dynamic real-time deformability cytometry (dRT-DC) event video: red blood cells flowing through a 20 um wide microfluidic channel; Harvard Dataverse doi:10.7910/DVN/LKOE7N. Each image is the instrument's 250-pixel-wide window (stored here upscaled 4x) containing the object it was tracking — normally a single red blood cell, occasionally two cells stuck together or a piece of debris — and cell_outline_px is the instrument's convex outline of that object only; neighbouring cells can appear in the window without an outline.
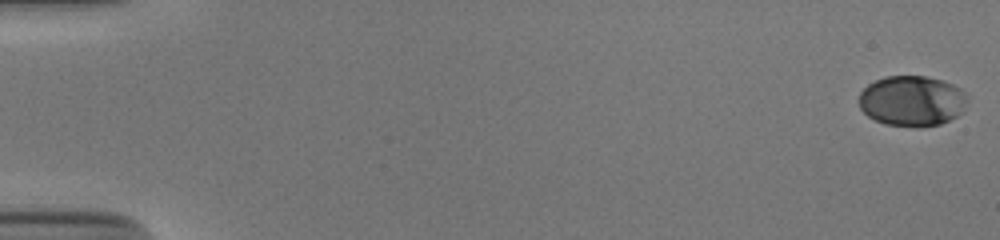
{"species": "human", "species_latin": "Homo sapiens", "temperature_condition": "cold", "stored_images_in_passage": 54, "camera_frame_rate_fps": 3000, "um_per_image_px": 0.085, "donor": {"sex": "male"}, "frame": {"image": 1, "passage_image": 1, "time_ms": 0.0, "image_size_px": [1000, 240], "cell_outline_px": [[968, 100], [964, 112], [940, 124], [916, 128], [884, 124], [868, 116], [860, 108], [860, 92], [868, 84], [884, 76], [928, 76], [944, 80], [960, 88], [968, 96]], "centroid_in_image_um": [77.55, 8.58], "position_along_channel_um": 7.4, "area_um2": 32.31}}
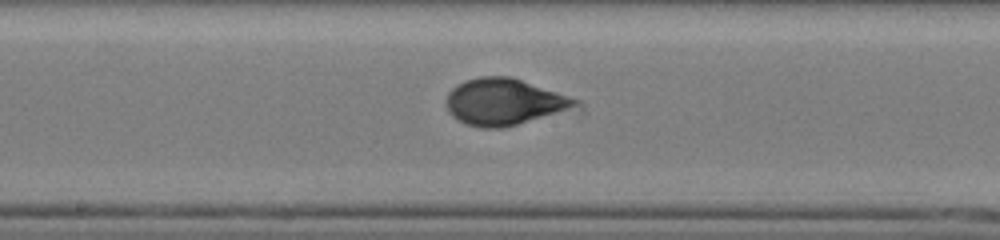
{"frame": {"image": 2, "passage_image": 30, "time_ms": 9.667, "image_size_px": [1000, 240], "cell_outline_px": [[576, 100], [572, 104], [556, 112], [504, 128], [480, 128], [464, 124], [452, 116], [448, 112], [448, 92], [456, 84], [464, 80], [480, 76], [512, 76], [568, 96]], "centroid_in_image_um": [42.69, 8.64], "position_along_channel_um": 205.5, "area_um2": 34.1}}
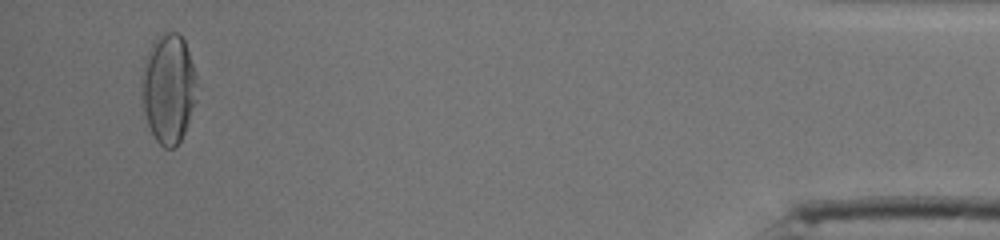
{"frame": {"image": 3, "passage_image": 52, "time_ms": 17.0, "image_size_px": [1000, 240], "cell_outline_px": [[200, 88], [196, 100], [184, 132], [180, 140], [172, 148], [164, 148], [156, 140], [148, 124], [144, 112], [140, 96], [140, 76], [148, 48], [156, 36], [164, 32], [176, 32], [184, 40], [196, 72]], "centroid_in_image_um": [14.31, 7.48], "position_along_channel_um": 420.9, "area_um2": 35.95}, "authors_computed_cell_mechanics": {"area_um2": 32.7437, "velocity_mm_per_s": 3.8794, "shape_relaxation_time_tau1_ms": 3.7773, "shape_relaxation_time_tau2_ms": null, "deformation_change_tau1": 0.1845, "deformation_change_tau2": null}}